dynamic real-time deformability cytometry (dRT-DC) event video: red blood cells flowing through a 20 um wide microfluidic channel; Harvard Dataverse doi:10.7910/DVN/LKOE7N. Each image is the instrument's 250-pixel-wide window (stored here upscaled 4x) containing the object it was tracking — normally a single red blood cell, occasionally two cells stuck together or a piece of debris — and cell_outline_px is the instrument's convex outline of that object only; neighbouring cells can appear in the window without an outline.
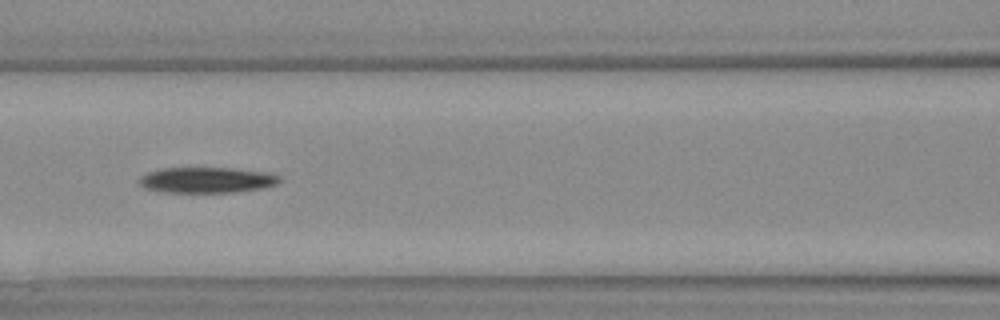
{"species": "Egyptian fruit bat (a non-hibernating species)", "species_latin": "Rousettus aegyptiacus", "temperature_condition": "warm", "stored_images_in_passage": 32, "camera_frame_rate_fps": 3000, "um_per_image_px": 0.085, "animal": {"sex": "female"}, "frame": {"image": 1, "passage_image": 10, "time_ms": 3.0, "image_size_px": [1000, 320], "cell_outline_px": [[280, 180], [276, 184], [264, 188], [232, 192], [164, 192], [144, 188], [140, 184], [140, 176], [148, 172], [164, 168], [232, 168], [264, 172], [280, 176]], "centroid_in_image_um": [17.56, 15.3], "position_along_channel_um": 149.0, "area_um2": 20.81}}